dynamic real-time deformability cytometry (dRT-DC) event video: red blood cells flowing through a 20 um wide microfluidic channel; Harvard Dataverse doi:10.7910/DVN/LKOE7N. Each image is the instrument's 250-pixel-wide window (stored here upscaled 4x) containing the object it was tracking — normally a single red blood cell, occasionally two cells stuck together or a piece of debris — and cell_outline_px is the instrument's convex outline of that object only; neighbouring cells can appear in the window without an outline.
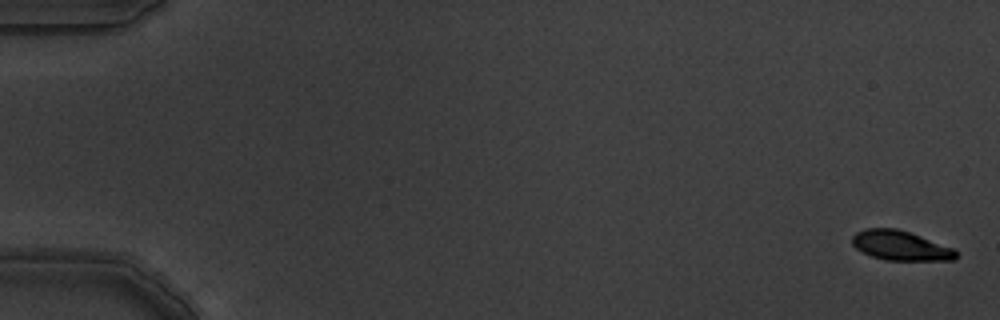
{"species": "common noctule bat (a hibernating species)", "species_latin": "Nyctalus noctula", "temperature_condition": "warm", "stored_images_in_passage": 5, "camera_frame_rate_fps": 3000, "um_per_image_px": 0.085, "animal": {"sex": "male", "body_mass_g": 19.5, "forearm_length_mm": 54.6}, "frame": {"image": 1, "passage_image": 1, "time_ms": 0.0, "image_size_px": [1000, 320], "cell_outline_px": [[956, 260], [884, 260], [872, 256], [856, 248], [852, 244], [852, 236], [856, 232], [864, 228], [896, 228], [920, 236], [952, 248], [956, 252]], "centroid_in_image_um": [76.5, 20.87], "position_along_channel_um": 8.5, "area_um2": 17.69}}
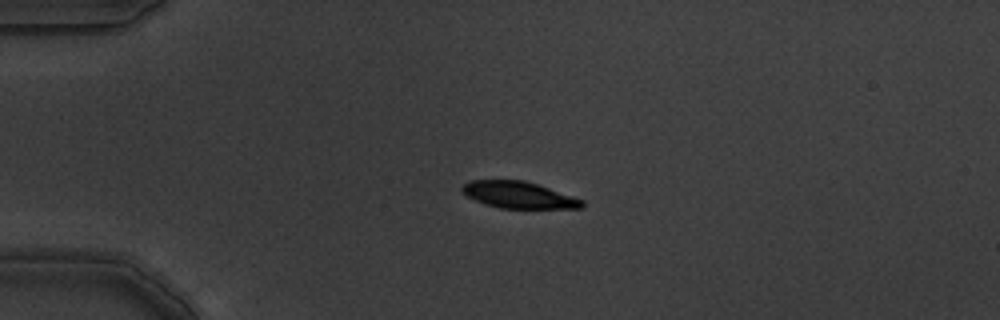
{"frame": {"image": 2, "passage_image": 4, "time_ms": 1.0, "image_size_px": [1000, 320], "cell_outline_px": [[584, 208], [500, 208], [484, 204], [460, 192], [460, 188], [464, 184], [472, 180], [524, 180], [584, 200]], "centroid_in_image_um": [44.06, 16.57], "position_along_channel_um": 40.9, "area_um2": 18.5}}